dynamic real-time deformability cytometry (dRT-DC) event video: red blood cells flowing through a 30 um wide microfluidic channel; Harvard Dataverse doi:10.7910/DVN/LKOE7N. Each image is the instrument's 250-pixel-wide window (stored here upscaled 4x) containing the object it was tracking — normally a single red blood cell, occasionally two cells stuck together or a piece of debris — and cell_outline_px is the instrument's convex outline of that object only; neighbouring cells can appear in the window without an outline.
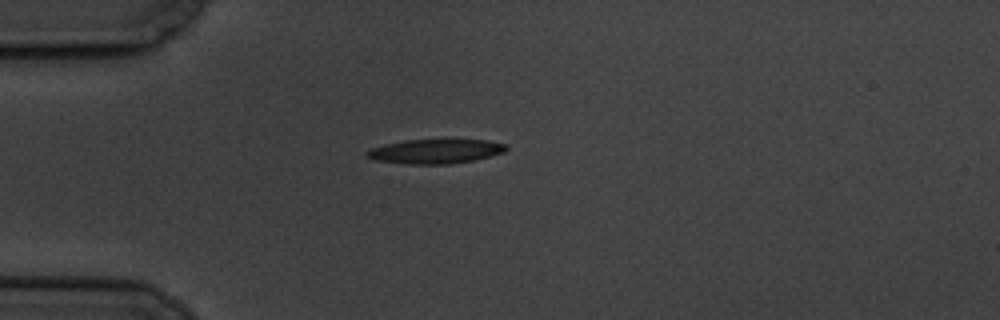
{"species": "common noctule bat (a hibernating species)", "species_latin": "Nyctalus noctula", "temperature_condition": "cold", "stored_images_in_passage": 7, "camera_frame_rate_fps": 3000, "um_per_image_px": 0.085, "animal": {"sex": "male", "body_mass_g": 19.5, "forearm_length_mm": 54.6}, "frame": {"image": 1, "passage_image": 1, "time_ms": 0.0, "image_size_px": [1000, 320], "cell_outline_px": [[508, 148], [504, 152], [476, 160], [448, 164], [408, 164], [372, 160], [364, 152], [368, 148], [384, 144], [404, 140], [488, 140], [508, 144]], "centroid_in_image_um": [36.99, 12.86], "position_along_channel_um": 48.0, "area_um2": 20.0}}
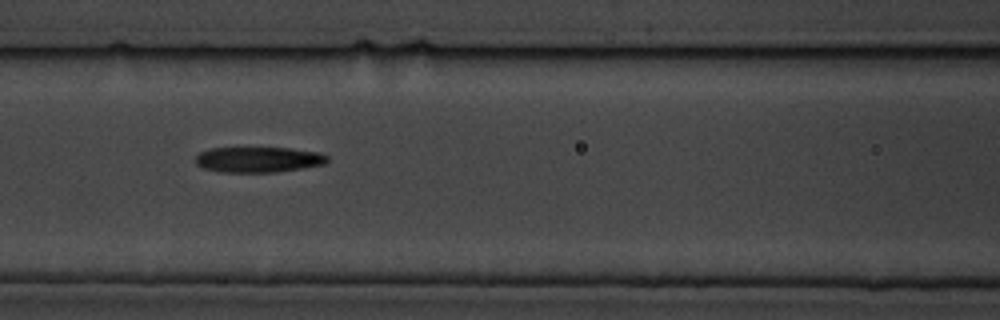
{"frame": {"image": 2, "passage_image": 4, "time_ms": 3.333, "image_size_px": [1000, 320], "cell_outline_px": [[328, 160], [324, 164], [304, 168], [276, 172], [220, 172], [204, 168], [196, 164], [196, 156], [200, 152], [208, 148], [292, 148], [320, 152], [328, 156]], "centroid_in_image_um": [21.98, 13.56], "position_along_channel_um": 144.6, "area_um2": 19.71}}
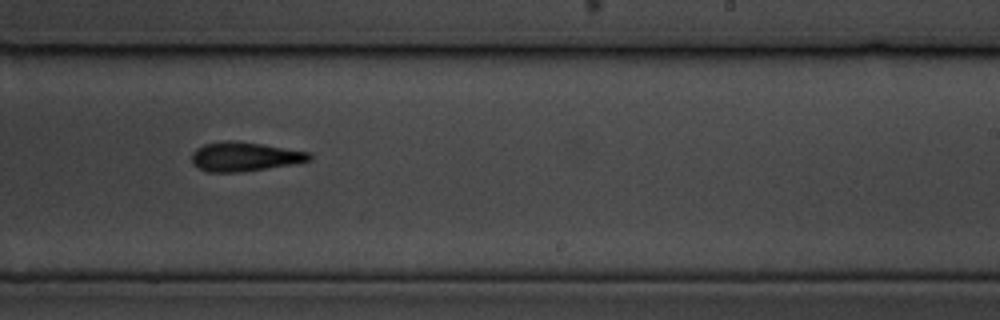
{"frame": {"image": 3, "passage_image": 7, "time_ms": 7.0, "image_size_px": [1000, 320], "cell_outline_px": [[312, 160], [240, 172], [208, 172], [192, 164], [192, 152], [196, 148], [204, 144], [220, 140], [232, 140], [264, 144], [308, 152], [312, 156]], "centroid_in_image_um": [20.73, 13.29], "position_along_channel_um": 268.3, "area_um2": 19.88}}